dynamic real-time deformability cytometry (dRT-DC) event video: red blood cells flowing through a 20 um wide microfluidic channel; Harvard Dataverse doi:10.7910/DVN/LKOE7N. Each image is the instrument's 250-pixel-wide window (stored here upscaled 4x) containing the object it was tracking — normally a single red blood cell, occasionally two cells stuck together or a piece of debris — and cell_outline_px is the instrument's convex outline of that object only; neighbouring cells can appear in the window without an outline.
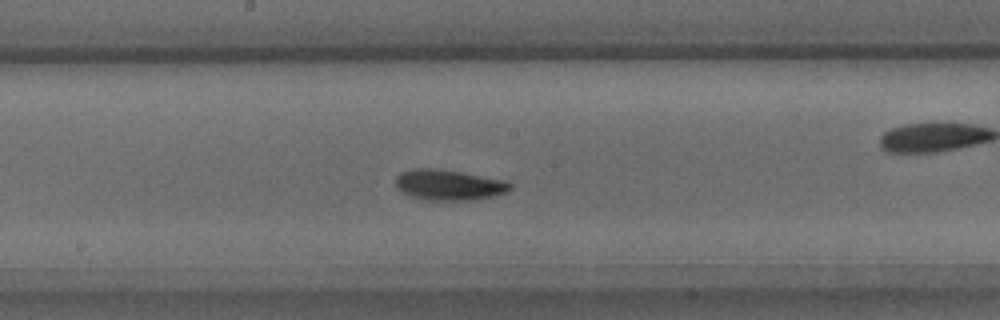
{"species": "common noctule bat (a hibernating species)", "species_latin": "Nyctalus noctula", "temperature_condition": "warm", "stored_images_in_passage": 31, "camera_frame_rate_fps": 3000, "um_per_image_px": 0.085, "animal": {"sex": "male", "body_mass_g": 15.6}, "frame": {"image": 1, "passage_image": 14, "time_ms": 4.333, "image_size_px": [1000, 320], "cell_outline_px": [[512, 188], [504, 192], [492, 196], [468, 200], [428, 200], [412, 196], [396, 188], [396, 176], [400, 172], [416, 168], [432, 168], [460, 172], [504, 180], [512, 184]], "centroid_in_image_um": [38.12, 15.71], "position_along_channel_um": 210.1, "area_um2": 20.06}}